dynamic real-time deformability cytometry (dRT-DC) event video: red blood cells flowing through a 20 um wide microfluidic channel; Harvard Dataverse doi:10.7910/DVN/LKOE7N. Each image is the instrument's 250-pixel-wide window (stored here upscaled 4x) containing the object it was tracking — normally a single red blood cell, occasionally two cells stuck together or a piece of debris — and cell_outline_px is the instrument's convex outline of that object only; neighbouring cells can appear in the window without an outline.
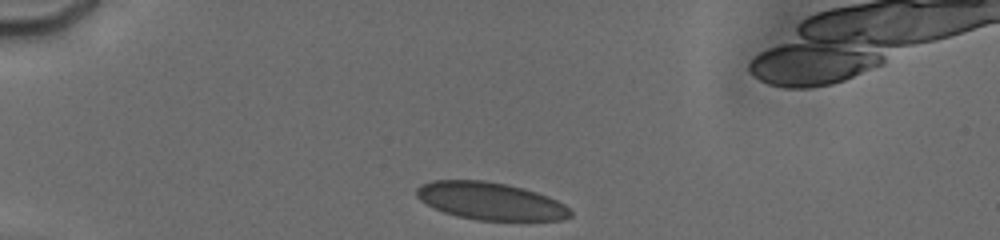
{"species": "human", "species_latin": "Homo sapiens", "temperature_condition": "cold", "stored_images_in_passage": 25, "camera_frame_rate_fps": 3000, "um_per_image_px": 0.085, "donor": {"sex": "male"}, "frame": {"image": 1, "passage_image": 1, "time_ms": 0.0, "image_size_px": [1000, 240], "cell_outline_px": [[572, 216], [560, 220], [476, 220], [444, 212], [420, 200], [416, 196], [416, 188], [420, 184], [432, 180], [484, 180], [524, 188], [548, 196], [564, 204], [572, 212]], "centroid_in_image_um": [41.68, 17.08], "position_along_channel_um": 43.3, "area_um2": 33.41}}
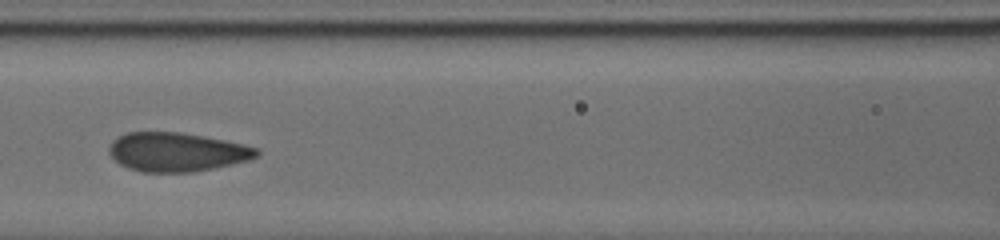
{"frame": {"image": 2, "passage_image": 9, "time_ms": 4.0, "image_size_px": [1000, 240], "cell_outline_px": [[260, 152], [256, 156], [248, 160], [232, 164], [192, 172], [144, 172], [128, 168], [120, 164], [108, 152], [108, 148], [112, 140], [116, 136], [128, 132], [180, 132], [204, 136], [244, 144], [256, 148]], "centroid_in_image_um": [14.99, 12.91], "position_along_channel_um": 151.6, "area_um2": 33.41}}
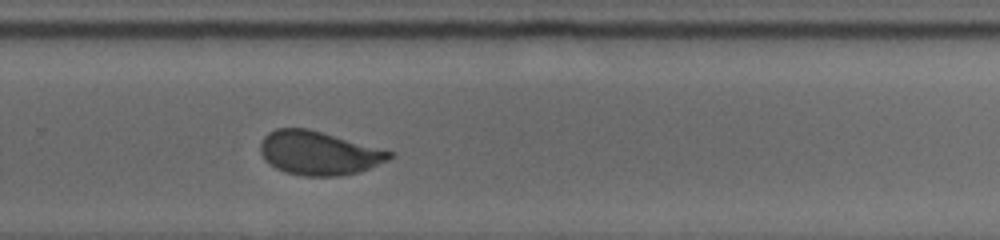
{"frame": {"image": 3, "passage_image": 24, "time_ms": 8.0, "image_size_px": [1000, 240], "cell_outline_px": [[392, 156], [388, 160], [360, 172], [336, 176], [300, 176], [284, 172], [268, 164], [264, 160], [260, 152], [260, 140], [268, 132], [276, 128], [308, 128], [392, 152]], "centroid_in_image_um": [27.01, 13.02], "position_along_channel_um": 302.8, "area_um2": 32.89}}